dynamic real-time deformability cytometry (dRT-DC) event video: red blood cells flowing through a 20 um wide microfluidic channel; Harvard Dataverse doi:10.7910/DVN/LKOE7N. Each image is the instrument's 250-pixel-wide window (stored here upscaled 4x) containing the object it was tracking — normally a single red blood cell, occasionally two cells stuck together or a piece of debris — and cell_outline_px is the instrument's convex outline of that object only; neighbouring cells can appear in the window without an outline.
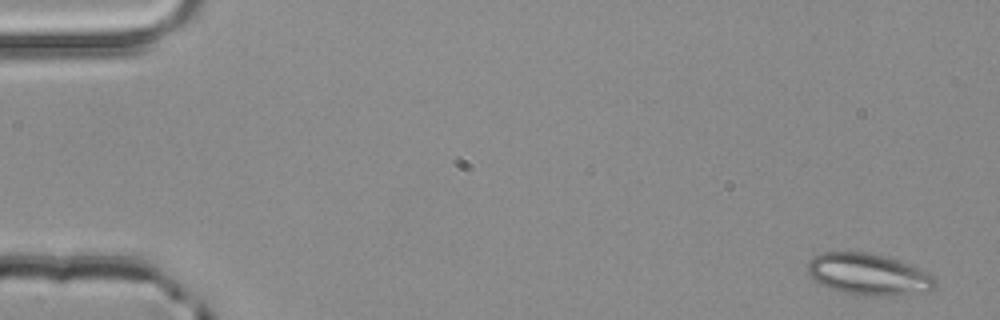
{"species": "common noctule bat (a hibernating species)", "species_latin": "Nyctalus noctula", "temperature_condition": "room temperature", "stored_images_in_passage": 5, "camera_frame_rate_fps": 3000, "um_per_image_px": 0.085, "animal": {"sex": "male", "body_mass_g": 20.4}, "frame": {"image": 1, "passage_image": 1, "time_ms": 0.0, "image_size_px": [1000, 320], "cell_outline_px": [[936, 288], [928, 292], [904, 296], [856, 296], [840, 292], [828, 288], [820, 284], [808, 272], [808, 260], [824, 252], [868, 252], [884, 256], [896, 260], [928, 272], [936, 276]], "centroid_in_image_um": [73.88, 23.36], "position_along_channel_um": 11.1, "area_um2": 31.39}}